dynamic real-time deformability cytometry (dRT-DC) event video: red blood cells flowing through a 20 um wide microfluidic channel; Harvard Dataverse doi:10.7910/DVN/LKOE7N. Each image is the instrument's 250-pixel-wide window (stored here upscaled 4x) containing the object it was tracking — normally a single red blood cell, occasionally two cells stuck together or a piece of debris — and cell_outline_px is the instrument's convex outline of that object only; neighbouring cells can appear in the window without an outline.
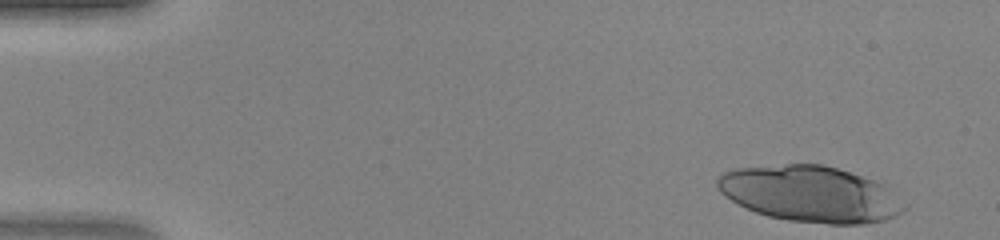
{"species": "human", "species_latin": "Homo sapiens", "temperature_condition": "warm", "stored_images_in_passage": 18, "camera_frame_rate_fps": 3000, "um_per_image_px": 0.085, "donor": {"sex": "female"}, "frame": {"image": 1, "passage_image": 1, "time_ms": 0.0, "image_size_px": [1000, 240], "cell_outline_px": [[908, 208], [904, 212], [896, 216], [884, 220], [864, 224], [828, 224], [788, 220], [768, 216], [756, 212], [724, 196], [720, 192], [716, 184], [716, 180], [724, 172], [736, 168], [788, 164], [824, 164], [884, 184], [908, 204]], "centroid_in_image_um": [68.93, 16.5], "position_along_channel_um": 16.1, "area_um2": 61.09}}